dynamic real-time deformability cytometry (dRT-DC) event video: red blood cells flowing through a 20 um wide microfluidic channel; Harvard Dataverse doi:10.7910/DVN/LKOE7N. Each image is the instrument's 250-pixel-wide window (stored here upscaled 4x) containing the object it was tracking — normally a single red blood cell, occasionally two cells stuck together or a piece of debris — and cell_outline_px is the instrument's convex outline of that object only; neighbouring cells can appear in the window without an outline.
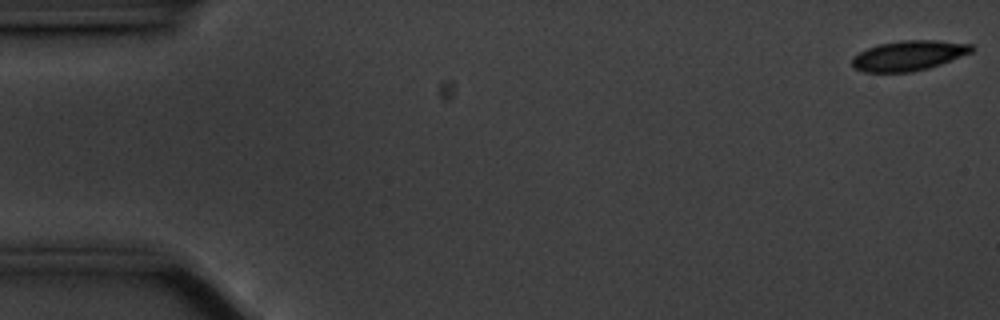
{"species": "common noctule bat (a hibernating species)", "species_latin": "Nyctalus noctula", "temperature_condition": "cold", "stored_images_in_passage": 57, "camera_frame_rate_fps": 3000, "um_per_image_px": 0.085, "animal": {"sex": "male", "body_mass_g": 20.1, "forearm_length_mm": 53.5}, "frame": {"image": 1, "passage_image": 1, "time_ms": 0.0, "image_size_px": [1000, 320], "cell_outline_px": [[976, 48], [972, 52], [940, 64], [928, 68], [912, 72], [864, 72], [852, 68], [852, 56], [868, 48], [880, 44], [900, 40], [936, 40], [972, 44]], "centroid_in_image_um": [77.23, 4.72], "position_along_channel_um": 7.8, "area_um2": 20.98}}
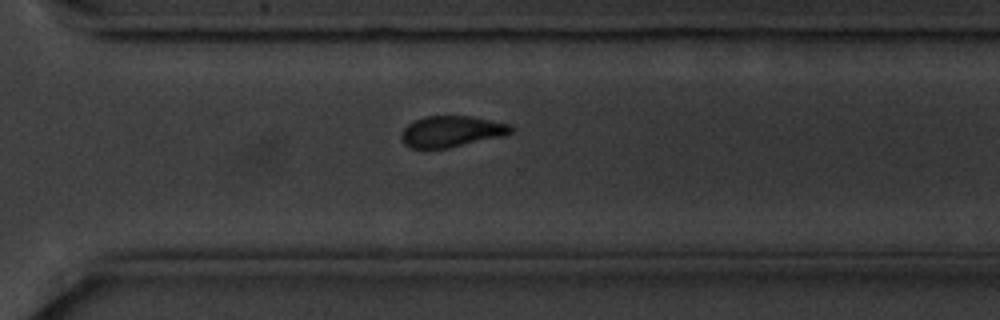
{"frame": {"image": 2, "passage_image": 40, "time_ms": 13.0, "image_size_px": [1000, 320], "cell_outline_px": [[512, 132], [504, 136], [444, 148], [412, 148], [404, 144], [400, 140], [400, 132], [412, 120], [424, 116], [468, 116], [512, 124]], "centroid_in_image_um": [38.33, 11.16], "position_along_channel_um": 332.3, "area_um2": 19.88}}
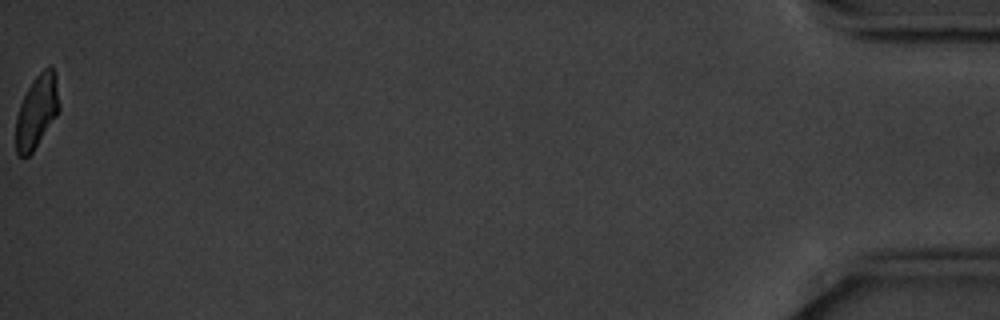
{"frame": {"image": 3, "passage_image": 57, "time_ms": 18.667, "image_size_px": [1000, 320], "cell_outline_px": [[60, 108], [56, 116], [32, 152], [28, 156], [16, 156], [16, 116], [20, 104], [28, 88], [36, 76], [44, 68], [52, 64], [56, 72], [60, 104]], "centroid_in_image_um": [3.15, 9.43], "position_along_channel_um": 432.1, "area_um2": 18.5}, "authors_computed_cell_mechanics": {"area_um2": 21.4438, "velocity_mm_per_s": 3.5142, "shape_relaxation_time_tau1_ms": 3.0206, "shape_relaxation_time_tau2_ms": null, "deformation_change_tau1": 0.0973, "deformation_change_tau2": null}}